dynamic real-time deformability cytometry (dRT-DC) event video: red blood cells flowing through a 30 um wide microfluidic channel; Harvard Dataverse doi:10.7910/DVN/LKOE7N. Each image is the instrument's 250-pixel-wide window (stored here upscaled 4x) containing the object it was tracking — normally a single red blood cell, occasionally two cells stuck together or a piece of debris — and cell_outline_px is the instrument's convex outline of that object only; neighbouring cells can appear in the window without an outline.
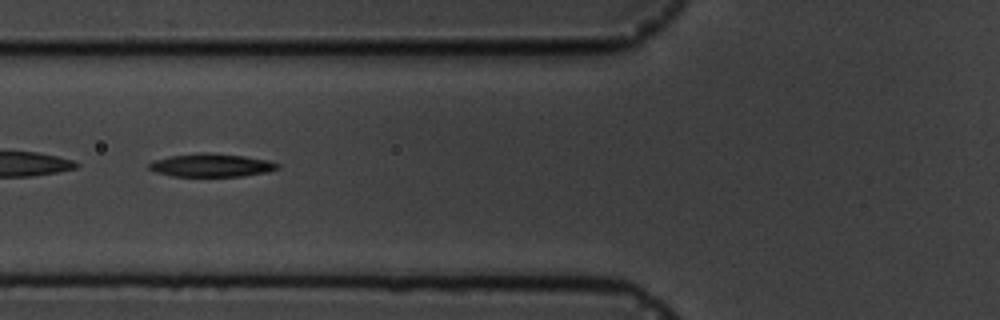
{"species": "common noctule bat (a hibernating species)", "species_latin": "Nyctalus noctula", "temperature_condition": "cold", "stored_images_in_passage": 8, "camera_frame_rate_fps": 3000, "um_per_image_px": 0.085, "animal": {"sex": "male", "body_mass_g": 19.5, "forearm_length_mm": 54.6}, "frame": {"image": 1, "passage_image": 4, "time_ms": 4.333, "image_size_px": [1000, 320], "cell_outline_px": [[280, 168], [268, 172], [244, 176], [172, 176], [156, 172], [148, 168], [148, 164], [152, 160], [168, 156], [200, 152], [208, 152], [244, 156], [268, 160], [280, 164]], "centroid_in_image_um": [17.96, 14.04], "position_along_channel_um": 107.8, "area_um2": 17.57}}
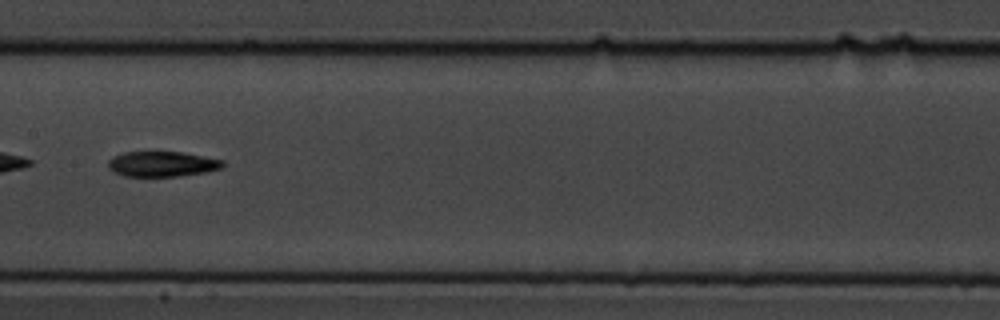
{"frame": {"image": 2, "passage_image": 6, "time_ms": 6.667, "image_size_px": [1000, 320], "cell_outline_px": [[224, 168], [204, 172], [180, 176], [124, 176], [108, 168], [108, 160], [112, 156], [124, 152], [184, 152], [224, 160]], "centroid_in_image_um": [13.8, 13.93], "position_along_channel_um": 193.6, "area_um2": 16.94}}
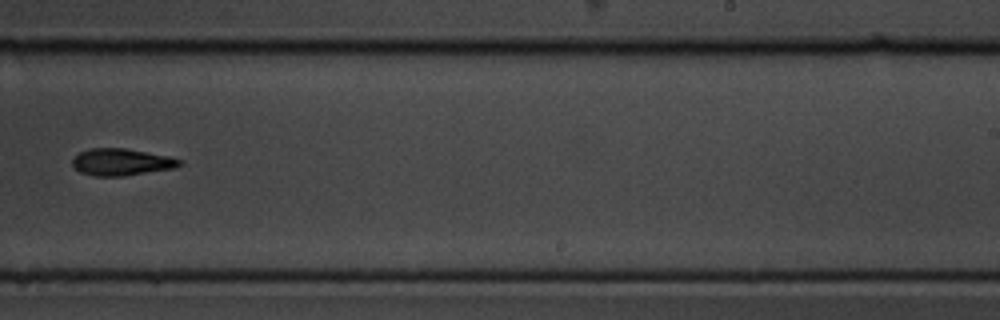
{"frame": {"image": 3, "passage_image": 8, "time_ms": 9.0, "image_size_px": [1000, 320], "cell_outline_px": [[184, 164], [176, 168], [124, 176], [92, 176], [80, 172], [72, 164], [72, 160], [80, 152], [88, 148], [124, 148], [168, 156], [180, 160]], "centroid_in_image_um": [10.33, 13.78], "position_along_channel_um": 278.7, "area_um2": 16.82}}